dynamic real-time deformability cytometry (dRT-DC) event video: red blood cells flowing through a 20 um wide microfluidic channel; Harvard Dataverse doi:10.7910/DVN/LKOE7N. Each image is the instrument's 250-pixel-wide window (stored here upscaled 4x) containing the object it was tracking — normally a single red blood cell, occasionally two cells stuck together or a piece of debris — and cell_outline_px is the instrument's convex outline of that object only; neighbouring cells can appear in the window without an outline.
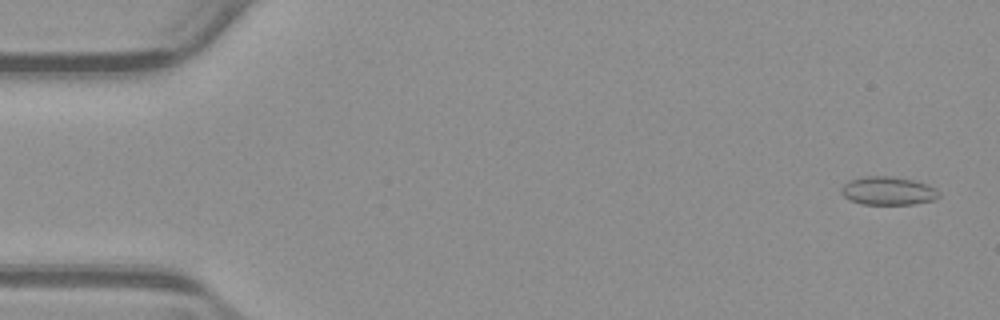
{"species": "common noctule bat (a hibernating species)", "species_latin": "Nyctalus noctula", "temperature_condition": "warm", "stored_images_in_passage": 4, "camera_frame_rate_fps": 3000, "um_per_image_px": 0.085, "animal": {"sex": "male", "body_mass_g": 23.1, "forearm_length_mm": 52.7}, "frame": {"image": 1, "passage_image": 2, "time_ms": 0.333, "image_size_px": [1000, 320], "cell_outline_px": [[924, 200], [900, 204], [872, 204], [856, 200], [860, 180], [900, 180], [916, 184]], "centroid_in_image_um": [75.49, 16.33], "position_along_channel_um": 9.5, "area_um2": 10.0}}